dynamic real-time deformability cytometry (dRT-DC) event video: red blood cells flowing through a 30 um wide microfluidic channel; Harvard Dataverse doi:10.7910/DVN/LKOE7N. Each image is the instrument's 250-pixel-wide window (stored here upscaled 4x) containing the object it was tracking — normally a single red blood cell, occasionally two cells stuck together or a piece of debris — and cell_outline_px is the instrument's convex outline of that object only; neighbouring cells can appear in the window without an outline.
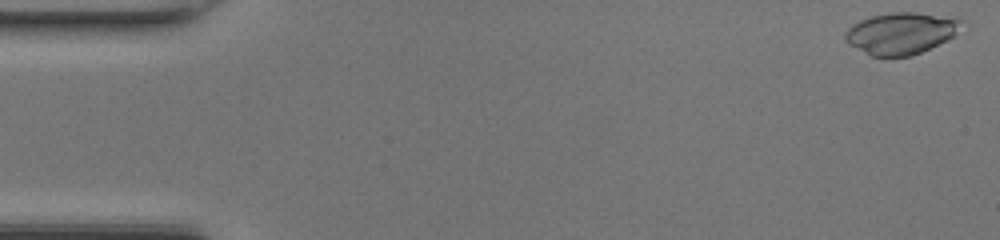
{"species": "common noctule bat (a hibernating species)", "species_latin": "Nyctalus noctula", "temperature_condition": "room temperature", "stored_images_in_passage": 47, "camera_frame_rate_fps": 3000, "um_per_image_px": 0.085, "animal": {"sex": "female", "body_mass_g": 17.0, "forearm_length_mm": 48.0}, "frame": {"image": 1, "passage_image": 1, "time_ms": 0.0, "image_size_px": [1000, 240], "cell_outline_px": [[964, 20], [952, 36], [948, 40], [920, 52], [908, 56], [872, 56], [848, 44], [844, 40], [844, 36], [848, 28], [852, 24], [860, 20], [872, 16], [892, 12], [916, 12]], "centroid_in_image_um": [76.53, 2.82], "position_along_channel_um": 8.5, "area_um2": 27.8}}
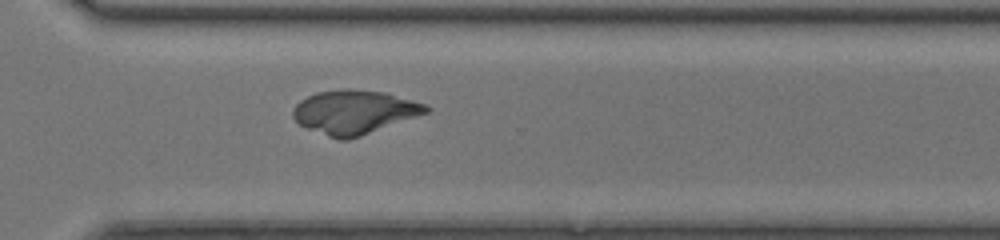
{"frame": {"image": 2, "passage_image": 34, "time_ms": 11.0, "image_size_px": [1000, 240], "cell_outline_px": [[432, 108], [428, 112], [360, 136], [348, 140], [340, 140], [328, 136], [296, 124], [292, 116], [292, 112], [296, 104], [300, 100], [316, 92], [384, 92], [424, 104]], "centroid_in_image_um": [30.07, 9.58], "position_along_channel_um": 340.5, "area_um2": 32.83}}
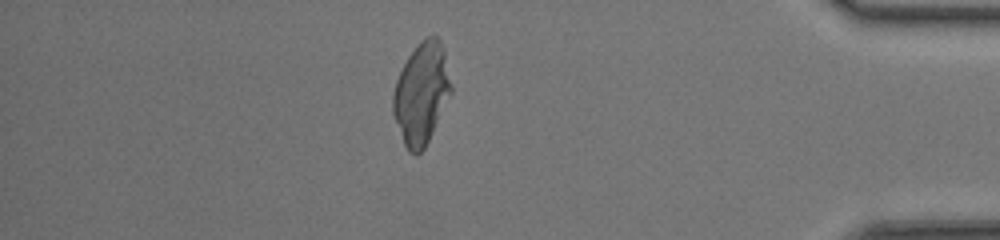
{"frame": {"image": 3, "passage_image": 41, "time_ms": 13.333, "image_size_px": [1000, 240], "cell_outline_px": [[452, 92], [424, 148], [416, 156], [408, 152], [404, 144], [392, 112], [392, 96], [396, 80], [408, 56], [428, 36], [436, 36], [440, 40], [444, 48], [452, 88]], "centroid_in_image_um": [35.82, 7.96], "position_along_channel_um": 399.4, "area_um2": 33.87}}